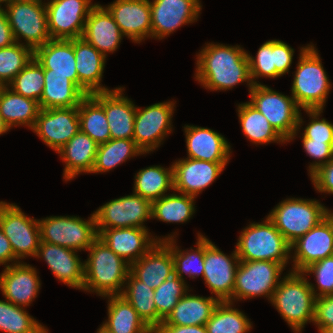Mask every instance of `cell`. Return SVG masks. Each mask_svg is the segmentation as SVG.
<instances>
[{
  "label": "cell",
  "mask_w": 333,
  "mask_h": 333,
  "mask_svg": "<svg viewBox=\"0 0 333 333\" xmlns=\"http://www.w3.org/2000/svg\"><path fill=\"white\" fill-rule=\"evenodd\" d=\"M196 64V81L206 89L226 91L241 82H247L249 91L253 87L247 52L238 45L209 43L197 55Z\"/></svg>",
  "instance_id": "cell-1"
},
{
  "label": "cell",
  "mask_w": 333,
  "mask_h": 333,
  "mask_svg": "<svg viewBox=\"0 0 333 333\" xmlns=\"http://www.w3.org/2000/svg\"><path fill=\"white\" fill-rule=\"evenodd\" d=\"M87 251L90 253L88 260L84 261L83 290L95 292L101 297L121 295L130 273V264L99 238Z\"/></svg>",
  "instance_id": "cell-2"
},
{
  "label": "cell",
  "mask_w": 333,
  "mask_h": 333,
  "mask_svg": "<svg viewBox=\"0 0 333 333\" xmlns=\"http://www.w3.org/2000/svg\"><path fill=\"white\" fill-rule=\"evenodd\" d=\"M270 301L283 319L300 333L307 322L314 321L315 288L301 272H290L282 278Z\"/></svg>",
  "instance_id": "cell-3"
},
{
  "label": "cell",
  "mask_w": 333,
  "mask_h": 333,
  "mask_svg": "<svg viewBox=\"0 0 333 333\" xmlns=\"http://www.w3.org/2000/svg\"><path fill=\"white\" fill-rule=\"evenodd\" d=\"M292 84V97L305 109H322L331 87L322 62L313 45L301 47Z\"/></svg>",
  "instance_id": "cell-4"
},
{
  "label": "cell",
  "mask_w": 333,
  "mask_h": 333,
  "mask_svg": "<svg viewBox=\"0 0 333 333\" xmlns=\"http://www.w3.org/2000/svg\"><path fill=\"white\" fill-rule=\"evenodd\" d=\"M235 248L240 260L274 261L284 267L291 251L290 244L268 217L262 223H251L244 228Z\"/></svg>",
  "instance_id": "cell-5"
},
{
  "label": "cell",
  "mask_w": 333,
  "mask_h": 333,
  "mask_svg": "<svg viewBox=\"0 0 333 333\" xmlns=\"http://www.w3.org/2000/svg\"><path fill=\"white\" fill-rule=\"evenodd\" d=\"M249 92L251 98L249 103L266 117L286 142L293 140L303 122L300 107L295 99L261 83L253 85Z\"/></svg>",
  "instance_id": "cell-6"
},
{
  "label": "cell",
  "mask_w": 333,
  "mask_h": 333,
  "mask_svg": "<svg viewBox=\"0 0 333 333\" xmlns=\"http://www.w3.org/2000/svg\"><path fill=\"white\" fill-rule=\"evenodd\" d=\"M330 212L317 200L289 198L279 203L267 217L291 245Z\"/></svg>",
  "instance_id": "cell-7"
},
{
  "label": "cell",
  "mask_w": 333,
  "mask_h": 333,
  "mask_svg": "<svg viewBox=\"0 0 333 333\" xmlns=\"http://www.w3.org/2000/svg\"><path fill=\"white\" fill-rule=\"evenodd\" d=\"M5 13L15 42L23 37L26 46L35 51L51 40L48 31L47 10L42 0H11Z\"/></svg>",
  "instance_id": "cell-8"
},
{
  "label": "cell",
  "mask_w": 333,
  "mask_h": 333,
  "mask_svg": "<svg viewBox=\"0 0 333 333\" xmlns=\"http://www.w3.org/2000/svg\"><path fill=\"white\" fill-rule=\"evenodd\" d=\"M40 240L73 250H87L98 238L94 213L88 221L77 216H51L38 220Z\"/></svg>",
  "instance_id": "cell-9"
},
{
  "label": "cell",
  "mask_w": 333,
  "mask_h": 333,
  "mask_svg": "<svg viewBox=\"0 0 333 333\" xmlns=\"http://www.w3.org/2000/svg\"><path fill=\"white\" fill-rule=\"evenodd\" d=\"M285 267L274 261L240 260L235 274L232 300L265 296L270 300L280 283V275ZM280 277V278H279Z\"/></svg>",
  "instance_id": "cell-10"
},
{
  "label": "cell",
  "mask_w": 333,
  "mask_h": 333,
  "mask_svg": "<svg viewBox=\"0 0 333 333\" xmlns=\"http://www.w3.org/2000/svg\"><path fill=\"white\" fill-rule=\"evenodd\" d=\"M0 227L18 262L27 256L35 257L41 241L38 220L24 215L17 205L1 201Z\"/></svg>",
  "instance_id": "cell-11"
},
{
  "label": "cell",
  "mask_w": 333,
  "mask_h": 333,
  "mask_svg": "<svg viewBox=\"0 0 333 333\" xmlns=\"http://www.w3.org/2000/svg\"><path fill=\"white\" fill-rule=\"evenodd\" d=\"M94 215L97 229L146 228L143 222L152 218V202L133 193L109 201Z\"/></svg>",
  "instance_id": "cell-12"
},
{
  "label": "cell",
  "mask_w": 333,
  "mask_h": 333,
  "mask_svg": "<svg viewBox=\"0 0 333 333\" xmlns=\"http://www.w3.org/2000/svg\"><path fill=\"white\" fill-rule=\"evenodd\" d=\"M45 5L51 39L71 40L82 36L86 19L96 4H91V0H50Z\"/></svg>",
  "instance_id": "cell-13"
},
{
  "label": "cell",
  "mask_w": 333,
  "mask_h": 333,
  "mask_svg": "<svg viewBox=\"0 0 333 333\" xmlns=\"http://www.w3.org/2000/svg\"><path fill=\"white\" fill-rule=\"evenodd\" d=\"M240 259L236 249L226 256L209 239L204 237V274L203 279L211 294L219 302L230 301L235 285V274Z\"/></svg>",
  "instance_id": "cell-14"
},
{
  "label": "cell",
  "mask_w": 333,
  "mask_h": 333,
  "mask_svg": "<svg viewBox=\"0 0 333 333\" xmlns=\"http://www.w3.org/2000/svg\"><path fill=\"white\" fill-rule=\"evenodd\" d=\"M174 107L175 103L170 101L136 108L133 140L144 153L155 150L171 133Z\"/></svg>",
  "instance_id": "cell-15"
},
{
  "label": "cell",
  "mask_w": 333,
  "mask_h": 333,
  "mask_svg": "<svg viewBox=\"0 0 333 333\" xmlns=\"http://www.w3.org/2000/svg\"><path fill=\"white\" fill-rule=\"evenodd\" d=\"M32 130L57 152L80 130L78 107L40 109Z\"/></svg>",
  "instance_id": "cell-16"
},
{
  "label": "cell",
  "mask_w": 333,
  "mask_h": 333,
  "mask_svg": "<svg viewBox=\"0 0 333 333\" xmlns=\"http://www.w3.org/2000/svg\"><path fill=\"white\" fill-rule=\"evenodd\" d=\"M290 248L295 249L293 272H302L311 264L333 256V213L293 242Z\"/></svg>",
  "instance_id": "cell-17"
},
{
  "label": "cell",
  "mask_w": 333,
  "mask_h": 333,
  "mask_svg": "<svg viewBox=\"0 0 333 333\" xmlns=\"http://www.w3.org/2000/svg\"><path fill=\"white\" fill-rule=\"evenodd\" d=\"M151 37L162 39L183 24L193 23L201 11L199 0H153Z\"/></svg>",
  "instance_id": "cell-18"
},
{
  "label": "cell",
  "mask_w": 333,
  "mask_h": 333,
  "mask_svg": "<svg viewBox=\"0 0 333 333\" xmlns=\"http://www.w3.org/2000/svg\"><path fill=\"white\" fill-rule=\"evenodd\" d=\"M228 162L180 159L172 164L173 190L196 197L221 174Z\"/></svg>",
  "instance_id": "cell-19"
},
{
  "label": "cell",
  "mask_w": 333,
  "mask_h": 333,
  "mask_svg": "<svg viewBox=\"0 0 333 333\" xmlns=\"http://www.w3.org/2000/svg\"><path fill=\"white\" fill-rule=\"evenodd\" d=\"M124 88L102 91L91 96L104 108L111 139H133L136 106L123 96Z\"/></svg>",
  "instance_id": "cell-20"
},
{
  "label": "cell",
  "mask_w": 333,
  "mask_h": 333,
  "mask_svg": "<svg viewBox=\"0 0 333 333\" xmlns=\"http://www.w3.org/2000/svg\"><path fill=\"white\" fill-rule=\"evenodd\" d=\"M106 8L124 36L136 43L151 37L149 0H115Z\"/></svg>",
  "instance_id": "cell-21"
},
{
  "label": "cell",
  "mask_w": 333,
  "mask_h": 333,
  "mask_svg": "<svg viewBox=\"0 0 333 333\" xmlns=\"http://www.w3.org/2000/svg\"><path fill=\"white\" fill-rule=\"evenodd\" d=\"M97 233L100 240L129 264L137 261L160 242V238H150L146 228L97 229Z\"/></svg>",
  "instance_id": "cell-22"
},
{
  "label": "cell",
  "mask_w": 333,
  "mask_h": 333,
  "mask_svg": "<svg viewBox=\"0 0 333 333\" xmlns=\"http://www.w3.org/2000/svg\"><path fill=\"white\" fill-rule=\"evenodd\" d=\"M37 271L25 263H12L5 266L0 274V289L10 303L26 307L37 297L41 287Z\"/></svg>",
  "instance_id": "cell-23"
},
{
  "label": "cell",
  "mask_w": 333,
  "mask_h": 333,
  "mask_svg": "<svg viewBox=\"0 0 333 333\" xmlns=\"http://www.w3.org/2000/svg\"><path fill=\"white\" fill-rule=\"evenodd\" d=\"M130 273L153 290L174 275L171 240L157 242L146 254L130 264Z\"/></svg>",
  "instance_id": "cell-24"
},
{
  "label": "cell",
  "mask_w": 333,
  "mask_h": 333,
  "mask_svg": "<svg viewBox=\"0 0 333 333\" xmlns=\"http://www.w3.org/2000/svg\"><path fill=\"white\" fill-rule=\"evenodd\" d=\"M294 49L281 40H269L263 43L256 57L247 53L250 77L253 85L259 84L255 78H277L289 72Z\"/></svg>",
  "instance_id": "cell-25"
},
{
  "label": "cell",
  "mask_w": 333,
  "mask_h": 333,
  "mask_svg": "<svg viewBox=\"0 0 333 333\" xmlns=\"http://www.w3.org/2000/svg\"><path fill=\"white\" fill-rule=\"evenodd\" d=\"M76 250L40 241L35 257L44 258L57 279L67 286L82 289L84 263Z\"/></svg>",
  "instance_id": "cell-26"
},
{
  "label": "cell",
  "mask_w": 333,
  "mask_h": 333,
  "mask_svg": "<svg viewBox=\"0 0 333 333\" xmlns=\"http://www.w3.org/2000/svg\"><path fill=\"white\" fill-rule=\"evenodd\" d=\"M78 87L86 94L109 91L100 83L106 57L82 37L73 39Z\"/></svg>",
  "instance_id": "cell-27"
},
{
  "label": "cell",
  "mask_w": 333,
  "mask_h": 333,
  "mask_svg": "<svg viewBox=\"0 0 333 333\" xmlns=\"http://www.w3.org/2000/svg\"><path fill=\"white\" fill-rule=\"evenodd\" d=\"M124 36L106 7L96 4L90 11L82 38L105 57L114 52Z\"/></svg>",
  "instance_id": "cell-28"
},
{
  "label": "cell",
  "mask_w": 333,
  "mask_h": 333,
  "mask_svg": "<svg viewBox=\"0 0 333 333\" xmlns=\"http://www.w3.org/2000/svg\"><path fill=\"white\" fill-rule=\"evenodd\" d=\"M188 157L210 162H228L231 147L223 135L209 128L184 127Z\"/></svg>",
  "instance_id": "cell-29"
},
{
  "label": "cell",
  "mask_w": 333,
  "mask_h": 333,
  "mask_svg": "<svg viewBox=\"0 0 333 333\" xmlns=\"http://www.w3.org/2000/svg\"><path fill=\"white\" fill-rule=\"evenodd\" d=\"M86 96L78 87V75L50 74V69H44L40 109L78 107Z\"/></svg>",
  "instance_id": "cell-30"
},
{
  "label": "cell",
  "mask_w": 333,
  "mask_h": 333,
  "mask_svg": "<svg viewBox=\"0 0 333 333\" xmlns=\"http://www.w3.org/2000/svg\"><path fill=\"white\" fill-rule=\"evenodd\" d=\"M98 145L89 135L79 130L57 153L65 162L64 179L71 180L82 172L91 173Z\"/></svg>",
  "instance_id": "cell-31"
},
{
  "label": "cell",
  "mask_w": 333,
  "mask_h": 333,
  "mask_svg": "<svg viewBox=\"0 0 333 333\" xmlns=\"http://www.w3.org/2000/svg\"><path fill=\"white\" fill-rule=\"evenodd\" d=\"M218 303L216 297L186 293L160 325H205Z\"/></svg>",
  "instance_id": "cell-32"
},
{
  "label": "cell",
  "mask_w": 333,
  "mask_h": 333,
  "mask_svg": "<svg viewBox=\"0 0 333 333\" xmlns=\"http://www.w3.org/2000/svg\"><path fill=\"white\" fill-rule=\"evenodd\" d=\"M34 57L50 74L78 75L73 39H51L34 51Z\"/></svg>",
  "instance_id": "cell-33"
},
{
  "label": "cell",
  "mask_w": 333,
  "mask_h": 333,
  "mask_svg": "<svg viewBox=\"0 0 333 333\" xmlns=\"http://www.w3.org/2000/svg\"><path fill=\"white\" fill-rule=\"evenodd\" d=\"M39 110L37 101L15 93L8 86H0V114L10 128L25 125L32 129Z\"/></svg>",
  "instance_id": "cell-34"
},
{
  "label": "cell",
  "mask_w": 333,
  "mask_h": 333,
  "mask_svg": "<svg viewBox=\"0 0 333 333\" xmlns=\"http://www.w3.org/2000/svg\"><path fill=\"white\" fill-rule=\"evenodd\" d=\"M108 298V321L102 324L106 329L112 333H154L123 296Z\"/></svg>",
  "instance_id": "cell-35"
},
{
  "label": "cell",
  "mask_w": 333,
  "mask_h": 333,
  "mask_svg": "<svg viewBox=\"0 0 333 333\" xmlns=\"http://www.w3.org/2000/svg\"><path fill=\"white\" fill-rule=\"evenodd\" d=\"M128 281V282H127ZM121 296L137 311L143 321L154 331L163 320L159 317L154 302V290L129 273Z\"/></svg>",
  "instance_id": "cell-36"
},
{
  "label": "cell",
  "mask_w": 333,
  "mask_h": 333,
  "mask_svg": "<svg viewBox=\"0 0 333 333\" xmlns=\"http://www.w3.org/2000/svg\"><path fill=\"white\" fill-rule=\"evenodd\" d=\"M237 109L242 131L252 143L286 142L266 117L249 102L239 104Z\"/></svg>",
  "instance_id": "cell-37"
},
{
  "label": "cell",
  "mask_w": 333,
  "mask_h": 333,
  "mask_svg": "<svg viewBox=\"0 0 333 333\" xmlns=\"http://www.w3.org/2000/svg\"><path fill=\"white\" fill-rule=\"evenodd\" d=\"M169 189L173 190L172 165L168 169L161 166L147 167L135 175L134 194L151 202L166 195Z\"/></svg>",
  "instance_id": "cell-38"
},
{
  "label": "cell",
  "mask_w": 333,
  "mask_h": 333,
  "mask_svg": "<svg viewBox=\"0 0 333 333\" xmlns=\"http://www.w3.org/2000/svg\"><path fill=\"white\" fill-rule=\"evenodd\" d=\"M144 154L133 139H110L99 144L91 173L107 172L133 156Z\"/></svg>",
  "instance_id": "cell-39"
},
{
  "label": "cell",
  "mask_w": 333,
  "mask_h": 333,
  "mask_svg": "<svg viewBox=\"0 0 333 333\" xmlns=\"http://www.w3.org/2000/svg\"><path fill=\"white\" fill-rule=\"evenodd\" d=\"M80 130L89 135L97 144L111 139V133L104 108L91 96L87 95L78 106Z\"/></svg>",
  "instance_id": "cell-40"
},
{
  "label": "cell",
  "mask_w": 333,
  "mask_h": 333,
  "mask_svg": "<svg viewBox=\"0 0 333 333\" xmlns=\"http://www.w3.org/2000/svg\"><path fill=\"white\" fill-rule=\"evenodd\" d=\"M186 194H169L152 201V218L167 223H183L195 212L194 199Z\"/></svg>",
  "instance_id": "cell-41"
},
{
  "label": "cell",
  "mask_w": 333,
  "mask_h": 333,
  "mask_svg": "<svg viewBox=\"0 0 333 333\" xmlns=\"http://www.w3.org/2000/svg\"><path fill=\"white\" fill-rule=\"evenodd\" d=\"M233 302H219L205 324L208 333H246L252 326L247 316L232 308Z\"/></svg>",
  "instance_id": "cell-42"
},
{
  "label": "cell",
  "mask_w": 333,
  "mask_h": 333,
  "mask_svg": "<svg viewBox=\"0 0 333 333\" xmlns=\"http://www.w3.org/2000/svg\"><path fill=\"white\" fill-rule=\"evenodd\" d=\"M0 331L5 333H48L45 326L30 316L22 306L0 300Z\"/></svg>",
  "instance_id": "cell-43"
},
{
  "label": "cell",
  "mask_w": 333,
  "mask_h": 333,
  "mask_svg": "<svg viewBox=\"0 0 333 333\" xmlns=\"http://www.w3.org/2000/svg\"><path fill=\"white\" fill-rule=\"evenodd\" d=\"M174 235L167 238L160 239V242L171 240V253L174 260L175 274L180 278H183V273L187 274L190 278L194 279L200 274L203 277L204 274V236L198 234L197 248L189 251H182L175 245Z\"/></svg>",
  "instance_id": "cell-44"
},
{
  "label": "cell",
  "mask_w": 333,
  "mask_h": 333,
  "mask_svg": "<svg viewBox=\"0 0 333 333\" xmlns=\"http://www.w3.org/2000/svg\"><path fill=\"white\" fill-rule=\"evenodd\" d=\"M33 57L34 51L23 43L0 48V86H8Z\"/></svg>",
  "instance_id": "cell-45"
},
{
  "label": "cell",
  "mask_w": 333,
  "mask_h": 333,
  "mask_svg": "<svg viewBox=\"0 0 333 333\" xmlns=\"http://www.w3.org/2000/svg\"><path fill=\"white\" fill-rule=\"evenodd\" d=\"M8 87L39 103L44 88V69L35 57L14 77Z\"/></svg>",
  "instance_id": "cell-46"
},
{
  "label": "cell",
  "mask_w": 333,
  "mask_h": 333,
  "mask_svg": "<svg viewBox=\"0 0 333 333\" xmlns=\"http://www.w3.org/2000/svg\"><path fill=\"white\" fill-rule=\"evenodd\" d=\"M188 287L184 279L176 274L167 278L154 290V302L157 314L164 321L172 312L179 300L187 293Z\"/></svg>",
  "instance_id": "cell-47"
},
{
  "label": "cell",
  "mask_w": 333,
  "mask_h": 333,
  "mask_svg": "<svg viewBox=\"0 0 333 333\" xmlns=\"http://www.w3.org/2000/svg\"><path fill=\"white\" fill-rule=\"evenodd\" d=\"M301 273L310 275L315 274L318 291L315 292V297H322L327 295H333V256L321 259L305 268Z\"/></svg>",
  "instance_id": "cell-48"
},
{
  "label": "cell",
  "mask_w": 333,
  "mask_h": 333,
  "mask_svg": "<svg viewBox=\"0 0 333 333\" xmlns=\"http://www.w3.org/2000/svg\"><path fill=\"white\" fill-rule=\"evenodd\" d=\"M305 111L312 119L305 127L302 138L333 143V124L324 118L319 120L322 109H305Z\"/></svg>",
  "instance_id": "cell-49"
},
{
  "label": "cell",
  "mask_w": 333,
  "mask_h": 333,
  "mask_svg": "<svg viewBox=\"0 0 333 333\" xmlns=\"http://www.w3.org/2000/svg\"><path fill=\"white\" fill-rule=\"evenodd\" d=\"M303 147L306 153L314 159H317L309 166L310 176L320 167L327 164L333 159V143H326L325 141H312L308 138H302Z\"/></svg>",
  "instance_id": "cell-50"
},
{
  "label": "cell",
  "mask_w": 333,
  "mask_h": 333,
  "mask_svg": "<svg viewBox=\"0 0 333 333\" xmlns=\"http://www.w3.org/2000/svg\"><path fill=\"white\" fill-rule=\"evenodd\" d=\"M313 323L318 326L320 333L333 327V295L316 297Z\"/></svg>",
  "instance_id": "cell-51"
},
{
  "label": "cell",
  "mask_w": 333,
  "mask_h": 333,
  "mask_svg": "<svg viewBox=\"0 0 333 333\" xmlns=\"http://www.w3.org/2000/svg\"><path fill=\"white\" fill-rule=\"evenodd\" d=\"M310 177L318 192L333 194V159L317 169Z\"/></svg>",
  "instance_id": "cell-52"
},
{
  "label": "cell",
  "mask_w": 333,
  "mask_h": 333,
  "mask_svg": "<svg viewBox=\"0 0 333 333\" xmlns=\"http://www.w3.org/2000/svg\"><path fill=\"white\" fill-rule=\"evenodd\" d=\"M154 333H208L205 325H159Z\"/></svg>",
  "instance_id": "cell-53"
},
{
  "label": "cell",
  "mask_w": 333,
  "mask_h": 333,
  "mask_svg": "<svg viewBox=\"0 0 333 333\" xmlns=\"http://www.w3.org/2000/svg\"><path fill=\"white\" fill-rule=\"evenodd\" d=\"M15 43L12 29L8 23V19L4 8H0V48L10 46Z\"/></svg>",
  "instance_id": "cell-54"
},
{
  "label": "cell",
  "mask_w": 333,
  "mask_h": 333,
  "mask_svg": "<svg viewBox=\"0 0 333 333\" xmlns=\"http://www.w3.org/2000/svg\"><path fill=\"white\" fill-rule=\"evenodd\" d=\"M14 260H16V264L20 263L17 262L11 244L0 227V265L4 264L7 267L8 265L6 263L12 262Z\"/></svg>",
  "instance_id": "cell-55"
},
{
  "label": "cell",
  "mask_w": 333,
  "mask_h": 333,
  "mask_svg": "<svg viewBox=\"0 0 333 333\" xmlns=\"http://www.w3.org/2000/svg\"><path fill=\"white\" fill-rule=\"evenodd\" d=\"M9 129H11V128L7 125V123L5 122V120L3 119V117L0 114V135L8 132Z\"/></svg>",
  "instance_id": "cell-56"
},
{
  "label": "cell",
  "mask_w": 333,
  "mask_h": 333,
  "mask_svg": "<svg viewBox=\"0 0 333 333\" xmlns=\"http://www.w3.org/2000/svg\"><path fill=\"white\" fill-rule=\"evenodd\" d=\"M97 333H112L108 329H106L103 325L98 329Z\"/></svg>",
  "instance_id": "cell-57"
},
{
  "label": "cell",
  "mask_w": 333,
  "mask_h": 333,
  "mask_svg": "<svg viewBox=\"0 0 333 333\" xmlns=\"http://www.w3.org/2000/svg\"><path fill=\"white\" fill-rule=\"evenodd\" d=\"M322 333H333V327L326 328Z\"/></svg>",
  "instance_id": "cell-58"
},
{
  "label": "cell",
  "mask_w": 333,
  "mask_h": 333,
  "mask_svg": "<svg viewBox=\"0 0 333 333\" xmlns=\"http://www.w3.org/2000/svg\"><path fill=\"white\" fill-rule=\"evenodd\" d=\"M11 0H0V8H1V3H4L7 5Z\"/></svg>",
  "instance_id": "cell-59"
}]
</instances>
